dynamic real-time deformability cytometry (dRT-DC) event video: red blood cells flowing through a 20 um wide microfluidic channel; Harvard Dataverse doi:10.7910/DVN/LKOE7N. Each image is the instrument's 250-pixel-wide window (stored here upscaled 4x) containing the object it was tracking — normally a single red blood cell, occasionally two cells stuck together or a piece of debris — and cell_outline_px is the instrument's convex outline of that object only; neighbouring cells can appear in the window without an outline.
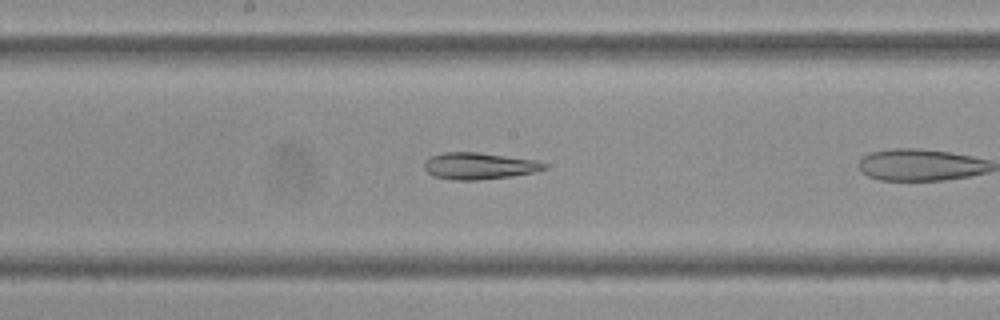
{"species": "Egyptian fruit bat (a non-hibernating species)", "species_latin": "Rousettus aegyptiacus", "temperature_condition": "cold", "stored_images_in_passage": 24, "camera_frame_rate_fps": 3000, "um_per_image_px": 0.085, "frame": {"image": 1, "passage_image": 11, "time_ms": 3.333, "image_size_px": [1000, 320], "cell_outline_px": [[548, 168], [536, 172], [512, 176], [476, 180], [456, 180], [432, 176], [424, 168], [424, 160], [432, 156], [444, 152], [480, 152], [536, 160], [548, 164]], "centroid_in_image_um": [40.75, 14.1], "position_along_channel_um": 207.5, "area_um2": 18.84}}